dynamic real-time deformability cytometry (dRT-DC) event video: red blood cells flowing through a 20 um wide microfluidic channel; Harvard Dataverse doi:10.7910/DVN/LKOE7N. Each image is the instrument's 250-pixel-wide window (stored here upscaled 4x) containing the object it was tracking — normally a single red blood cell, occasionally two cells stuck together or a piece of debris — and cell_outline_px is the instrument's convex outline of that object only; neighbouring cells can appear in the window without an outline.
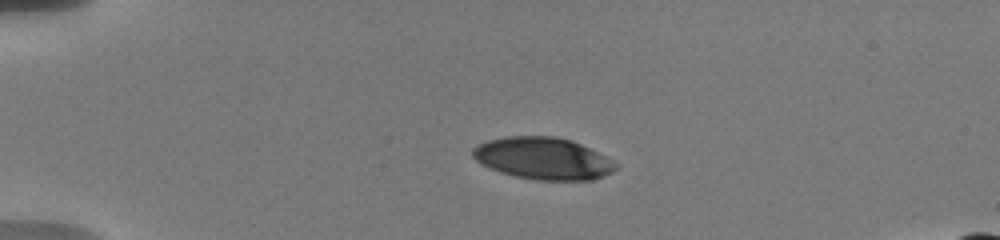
{"species": "human", "species_latin": "Homo sapiens", "temperature_condition": "warm", "stored_images_in_passage": 13, "camera_frame_rate_fps": 3000, "um_per_image_px": 0.085, "donor": {"sex": "male"}, "frame": {"image": 1, "passage_image": 1, "time_ms": 0.0, "image_size_px": [1000, 240], "cell_outline_px": [[620, 164], [612, 172], [604, 176], [592, 180], [536, 180], [516, 176], [500, 172], [488, 168], [476, 160], [472, 156], [472, 148], [488, 140], [508, 136], [556, 136], [572, 140]], "centroid_in_image_um": [46.16, 13.47], "position_along_channel_um": 38.8, "area_um2": 34.97}}